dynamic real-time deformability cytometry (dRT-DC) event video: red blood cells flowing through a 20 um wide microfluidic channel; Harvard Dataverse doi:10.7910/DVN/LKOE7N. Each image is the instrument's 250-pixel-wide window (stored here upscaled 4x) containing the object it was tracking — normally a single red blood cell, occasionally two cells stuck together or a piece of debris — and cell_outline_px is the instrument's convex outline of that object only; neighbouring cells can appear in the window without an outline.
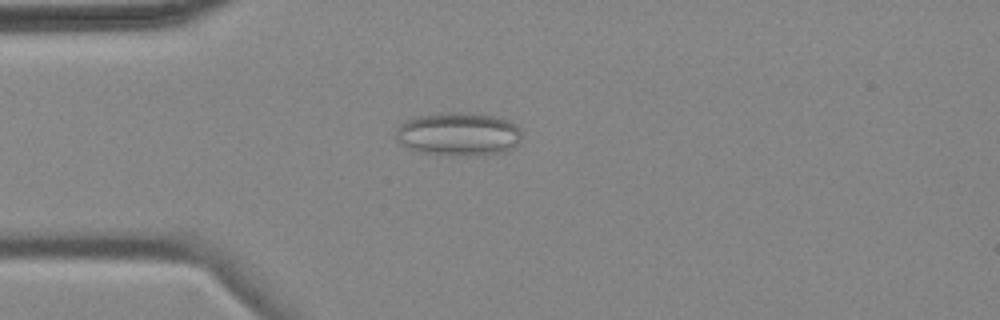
{"species": "common noctule bat (a hibernating species)", "species_latin": "Nyctalus noctula", "temperature_condition": "cold", "stored_images_in_passage": 3, "camera_frame_rate_fps": 3000, "um_per_image_px": 0.085, "animal": {"sex": "female", "body_mass_g": 18.4}, "frame": {"image": 1, "passage_image": 2, "time_ms": 2.0, "image_size_px": [1000, 320], "cell_outline_px": [[520, 140], [516, 144], [504, 152], [424, 152], [408, 148], [400, 144], [396, 140], [396, 128], [400, 124], [416, 116], [448, 112], [460, 112], [492, 116], [508, 120], [520, 128]], "centroid_in_image_um": [38.92, 11.33], "position_along_channel_um": 46.1, "area_um2": 30.35}}